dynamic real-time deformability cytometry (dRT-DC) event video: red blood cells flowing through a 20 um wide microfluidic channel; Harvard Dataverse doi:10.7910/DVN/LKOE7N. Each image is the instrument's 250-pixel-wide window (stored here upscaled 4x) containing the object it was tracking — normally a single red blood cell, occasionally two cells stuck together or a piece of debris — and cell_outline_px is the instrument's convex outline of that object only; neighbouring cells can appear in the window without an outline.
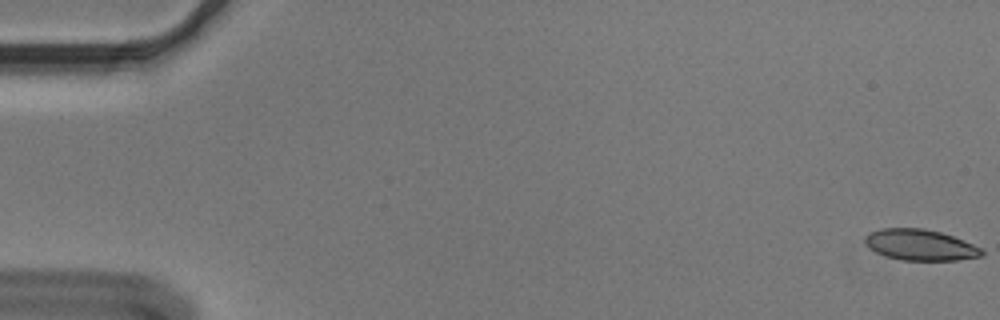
{"species": "Egyptian fruit bat (a non-hibernating species)", "species_latin": "Rousettus aegyptiacus", "temperature_condition": "cold", "stored_images_in_passage": 49, "camera_frame_rate_fps": 3000, "um_per_image_px": 0.085, "animal": {"sex": "male"}, "frame": {"image": 1, "passage_image": 1, "time_ms": 0.0, "image_size_px": [1000, 320], "cell_outline_px": [[984, 256], [956, 260], [900, 260], [876, 252], [864, 240], [864, 236], [868, 232], [880, 228], [924, 228], [940, 232], [964, 240], [980, 248], [984, 252]], "centroid_in_image_um": [78.22, 20.81], "position_along_channel_um": 6.8, "area_um2": 20.98}}
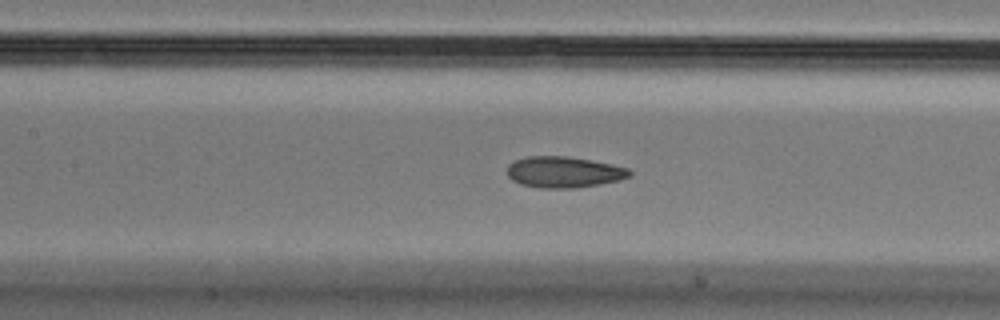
{"frame": {"image": 2, "passage_image": 26, "time_ms": 8.333, "image_size_px": [1000, 320], "cell_outline_px": [[632, 176], [620, 180], [600, 184], [576, 188], [540, 188], [520, 184], [512, 180], [508, 176], [508, 164], [516, 160], [528, 156], [568, 156], [592, 160], [612, 164], [628, 168], [632, 172]], "centroid_in_image_um": [47.95, 14.63], "position_along_channel_um": 159.4, "area_um2": 22.37}}
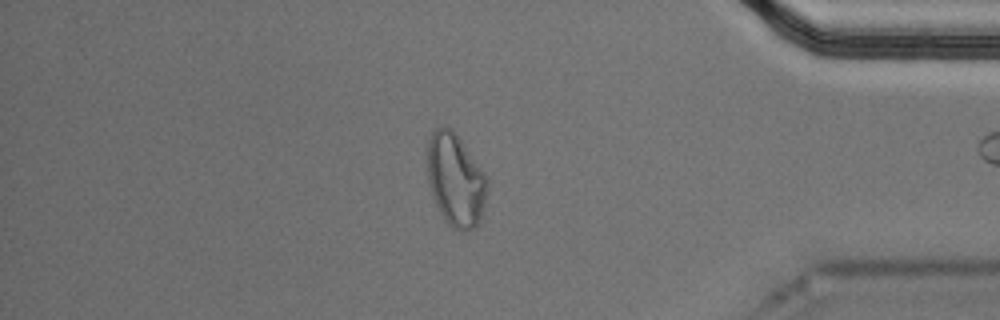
{"frame": {"image": 3, "passage_image": 48, "time_ms": 15.667, "image_size_px": [1000, 320], "cell_outline_px": [[488, 188], [480, 220], [468, 232], [460, 232], [452, 228], [444, 220], [432, 196], [428, 184], [428, 140], [432, 132], [436, 128], [452, 128], [484, 172], [488, 184]], "centroid_in_image_um": [38.72, 15.33], "position_along_channel_um": 396.5, "area_um2": 32.25}}